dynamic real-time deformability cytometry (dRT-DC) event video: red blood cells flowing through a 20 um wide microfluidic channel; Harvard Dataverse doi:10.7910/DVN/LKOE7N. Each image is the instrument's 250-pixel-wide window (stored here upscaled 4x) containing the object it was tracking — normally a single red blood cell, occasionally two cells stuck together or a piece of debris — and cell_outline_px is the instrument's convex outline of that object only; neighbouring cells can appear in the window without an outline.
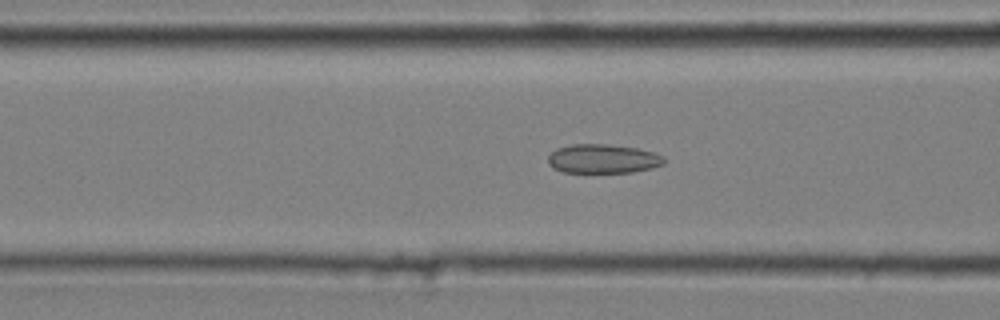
{"species": "common noctule bat (a hibernating species)", "species_latin": "Nyctalus noctula", "temperature_condition": "cold", "stored_images_in_passage": 43, "camera_frame_rate_fps": 3000, "um_per_image_px": 0.085, "animal": {"sex": "male", "body_mass_g": 20.4}, "frame": {"image": 1, "passage_image": 21, "time_ms": 6.667, "image_size_px": [1000, 320], "cell_outline_px": [[664, 164], [652, 168], [632, 172], [564, 172], [552, 168], [548, 164], [548, 156], [556, 148], [572, 144], [608, 144], [636, 148], [652, 152], [664, 156]], "centroid_in_image_um": [51.23, 13.49], "position_along_channel_um": 115.4, "area_um2": 19.65}}
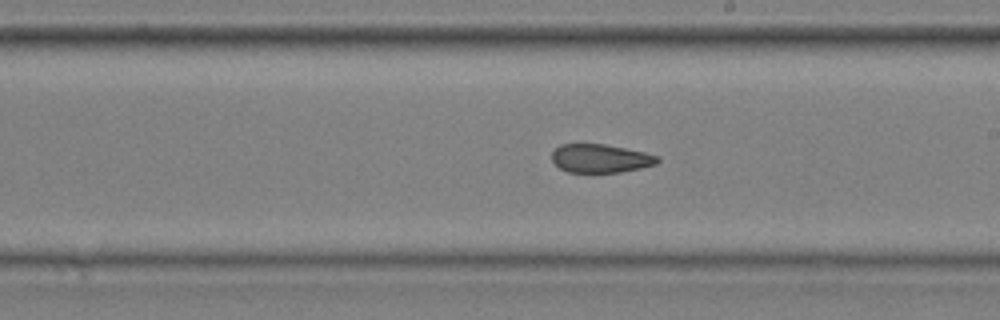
{"frame": {"image": 2, "passage_image": 31, "time_ms": 10.0, "image_size_px": [1000, 320], "cell_outline_px": [[660, 160], [656, 164], [640, 168], [620, 172], [568, 172], [560, 168], [552, 160], [552, 152], [560, 144], [604, 144], [644, 152], [660, 156]], "centroid_in_image_um": [51.05, 13.46], "position_along_channel_um": 238.0, "area_um2": 17.46}}
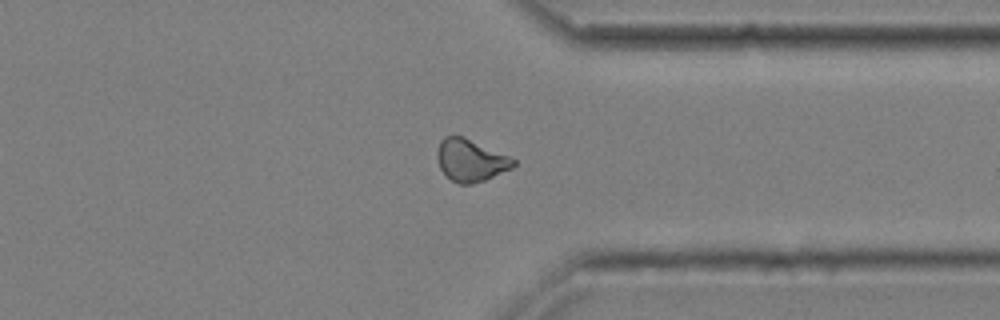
{"frame": {"image": 3, "passage_image": 42, "time_ms": 13.667, "image_size_px": [1000, 320], "cell_outline_px": [[516, 164], [512, 168], [484, 180], [472, 184], [460, 184], [452, 180], [440, 168], [436, 156], [436, 152], [440, 140], [444, 136], [464, 136], [508, 156], [516, 160]], "centroid_in_image_um": [39.98, 13.61], "position_along_channel_um": 371.4, "area_um2": 18.61}}